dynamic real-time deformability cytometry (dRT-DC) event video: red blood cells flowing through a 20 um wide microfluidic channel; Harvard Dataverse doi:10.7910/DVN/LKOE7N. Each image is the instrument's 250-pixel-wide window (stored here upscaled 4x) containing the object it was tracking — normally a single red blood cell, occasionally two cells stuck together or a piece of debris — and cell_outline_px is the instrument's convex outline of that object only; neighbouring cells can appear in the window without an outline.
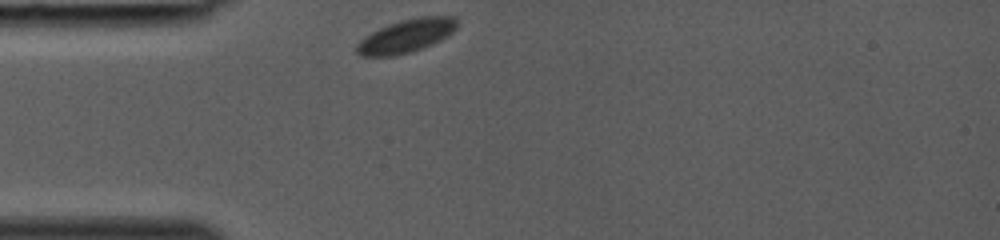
{"species": "common noctule bat (a hibernating species)", "species_latin": "Nyctalus noctula", "temperature_condition": "room temperature", "stored_images_in_passage": 25, "camera_frame_rate_fps": 3000, "um_per_image_px": 0.085, "animal": {"sex": "female", "body_mass_g": 19.0, "forearm_length_mm": 53.3}, "frame": {"image": 1, "passage_image": 1, "time_ms": 0.0, "image_size_px": [1000, 240], "cell_outline_px": [[456, 28], [448, 36], [432, 44], [412, 52], [392, 56], [360, 56], [356, 52], [356, 44], [364, 36], [388, 24], [400, 20], [420, 16], [456, 16]], "centroid_in_image_um": [34.52, 3.05], "position_along_channel_um": 50.5, "area_um2": 19.54}}
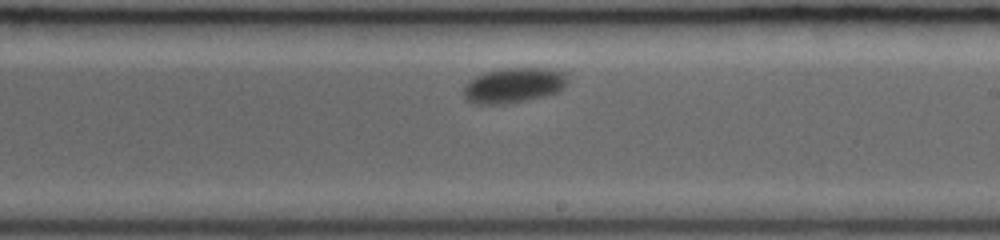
{"frame": {"image": 2, "passage_image": 15, "time_ms": 4.667, "image_size_px": [1000, 240], "cell_outline_px": [[568, 80], [556, 92], [524, 100], [504, 104], [476, 104], [464, 100], [464, 88], [468, 80], [476, 76], [488, 72], [504, 68], [548, 68], [560, 72]], "centroid_in_image_um": [43.57, 7.25], "position_along_channel_um": 245.4, "area_um2": 20.75}}
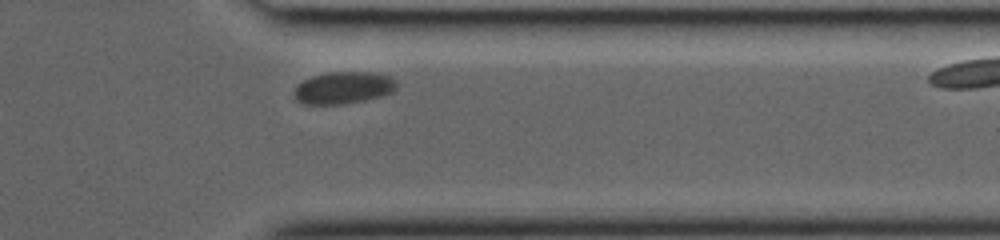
{"frame": {"image": 3, "passage_image": 24, "time_ms": 7.667, "image_size_px": [1000, 240], "cell_outline_px": [[396, 88], [392, 92], [380, 96], [364, 100], [344, 104], [304, 104], [296, 100], [292, 96], [292, 92], [304, 80], [312, 76], [328, 72], [372, 72], [388, 76], [396, 80]], "centroid_in_image_um": [29.16, 7.46], "position_along_channel_um": 382.2, "area_um2": 19.13}}